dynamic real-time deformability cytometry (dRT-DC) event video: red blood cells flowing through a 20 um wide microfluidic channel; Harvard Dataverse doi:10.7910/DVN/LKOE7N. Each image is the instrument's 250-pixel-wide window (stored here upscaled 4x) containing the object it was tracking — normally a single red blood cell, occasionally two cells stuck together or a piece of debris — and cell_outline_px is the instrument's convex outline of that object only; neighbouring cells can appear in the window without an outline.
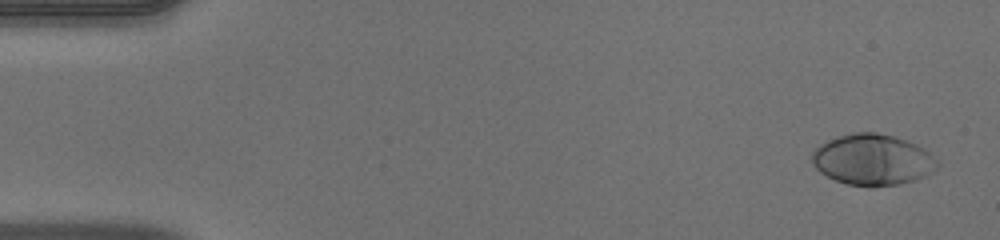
{"species": "human", "species_latin": "Homo sapiens", "temperature_condition": "warm", "stored_images_in_passage": 51, "camera_frame_rate_fps": 3000, "um_per_image_px": 0.085, "donor": {"sex": "male"}, "frame": {"image": 1, "passage_image": 2, "time_ms": 0.333, "image_size_px": [1000, 240], "cell_outline_px": [[940, 164], [932, 172], [916, 180], [900, 184], [872, 188], [868, 188], [848, 184], [836, 180], [820, 172], [812, 164], [812, 152], [820, 144], [836, 136], [852, 132], [876, 132], [892, 136], [916, 144], [924, 148]], "centroid_in_image_um": [74.16, 13.59], "position_along_channel_um": 10.8, "area_um2": 37.51}}
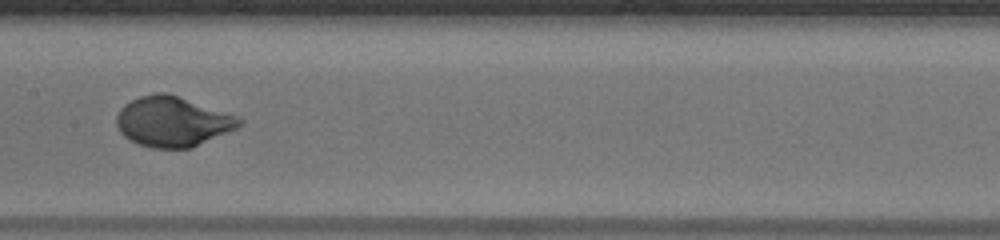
{"frame": {"image": 2, "passage_image": 26, "time_ms": 8.333, "image_size_px": [1000, 240], "cell_outline_px": [[244, 124], [236, 128], [192, 148], [152, 148], [128, 140], [120, 132], [116, 124], [116, 116], [120, 108], [124, 104], [140, 96], [156, 92], [168, 92], [236, 116], [244, 120]], "centroid_in_image_um": [14.65, 10.33], "position_along_channel_um": 192.8, "area_um2": 35.84}}
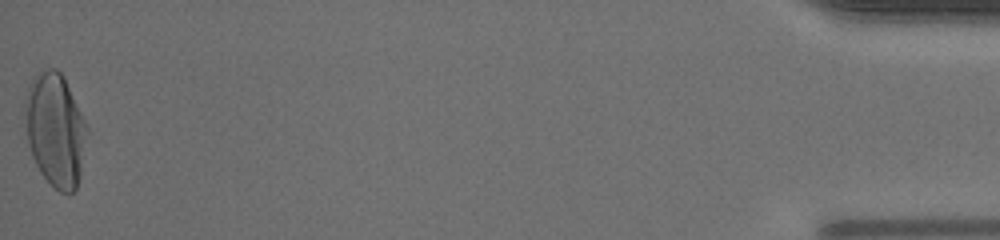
{"frame": {"image": 3, "passage_image": 51, "time_ms": 16.667, "image_size_px": [1000, 240], "cell_outline_px": [[88, 132], [80, 172], [76, 188], [68, 196], [60, 192], [40, 172], [32, 156], [28, 140], [24, 112], [24, 108], [28, 88], [32, 76], [44, 68], [56, 68], [64, 76], [88, 128]], "centroid_in_image_um": [4.7, 11.0], "position_along_channel_um": 430.5, "area_um2": 40.81}, "authors_computed_cell_mechanics": {"area_um2": 35.3158, "velocity_mm_per_s": 4.0145, "shape_relaxation_time_tau1_ms": 2.8165, "shape_relaxation_time_tau2_ms": null, "deformation_change_tau1": 0.1984, "deformation_change_tau2": null}}